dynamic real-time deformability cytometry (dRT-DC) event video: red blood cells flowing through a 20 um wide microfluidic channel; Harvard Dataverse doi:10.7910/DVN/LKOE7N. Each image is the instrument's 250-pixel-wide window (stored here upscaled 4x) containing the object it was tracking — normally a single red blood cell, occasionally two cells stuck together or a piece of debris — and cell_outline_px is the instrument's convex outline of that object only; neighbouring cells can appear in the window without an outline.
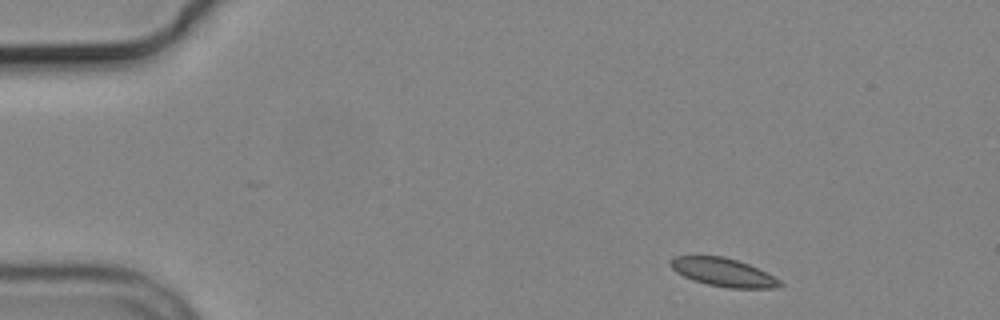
{"species": "common noctule bat (a hibernating species)", "species_latin": "Nyctalus noctula", "temperature_condition": "cold", "stored_images_in_passage": 7, "camera_frame_rate_fps": 3000, "um_per_image_px": 0.085, "animal": {"sex": "male", "body_mass_g": 19.2, "forearm_length_mm": 51.8}, "frame": {"image": 1, "passage_image": 1, "time_ms": 0.0, "image_size_px": [1000, 320], "cell_outline_px": [[784, 284], [776, 288], [728, 288], [708, 284], [684, 276], [676, 272], [668, 264], [668, 260], [676, 256], [724, 256], [748, 264], [780, 280]], "centroid_in_image_um": [61.45, 23.14], "position_along_channel_um": 23.6, "area_um2": 17.8}}
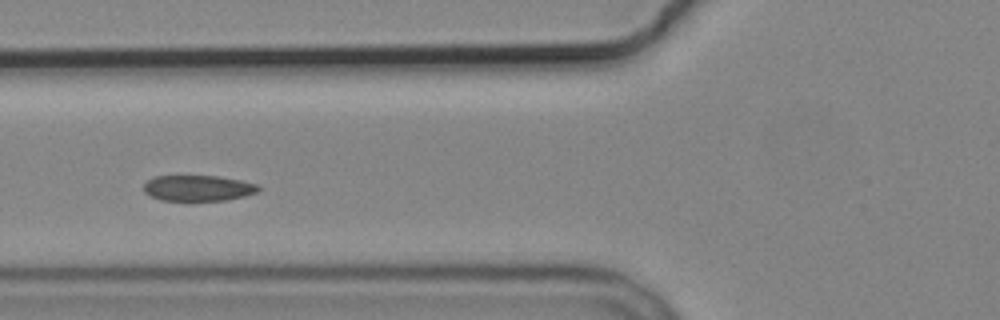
{"frame": {"image": 2, "passage_image": 5, "time_ms": 4.667, "image_size_px": [1000, 320], "cell_outline_px": [[260, 188], [256, 192], [244, 196], [224, 200], [160, 200], [144, 192], [144, 184], [148, 180], [156, 176], [220, 176], [240, 180], [256, 184]], "centroid_in_image_um": [16.82, 15.98], "position_along_channel_um": 109.0, "area_um2": 16.99}}
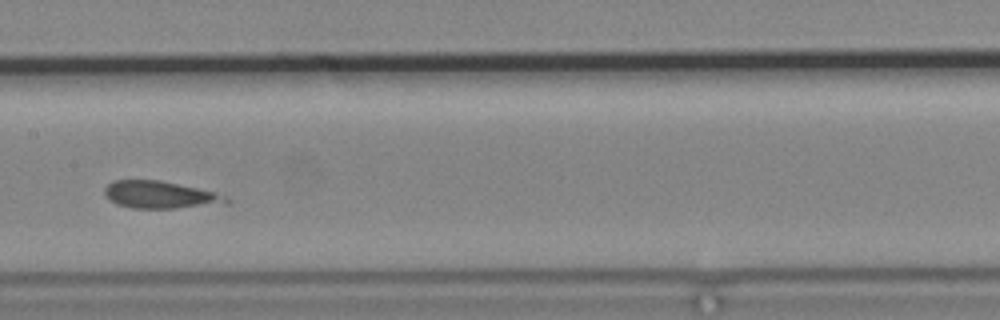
{"frame": {"image": 3, "passage_image": 7, "time_ms": 7.0, "image_size_px": [1000, 320], "cell_outline_px": [[232, 204], [176, 208], [132, 208], [116, 204], [104, 192], [104, 188], [112, 180], [160, 180], [216, 192], [228, 196]], "centroid_in_image_um": [13.7, 16.56], "position_along_channel_um": 193.7, "area_um2": 19.54}}